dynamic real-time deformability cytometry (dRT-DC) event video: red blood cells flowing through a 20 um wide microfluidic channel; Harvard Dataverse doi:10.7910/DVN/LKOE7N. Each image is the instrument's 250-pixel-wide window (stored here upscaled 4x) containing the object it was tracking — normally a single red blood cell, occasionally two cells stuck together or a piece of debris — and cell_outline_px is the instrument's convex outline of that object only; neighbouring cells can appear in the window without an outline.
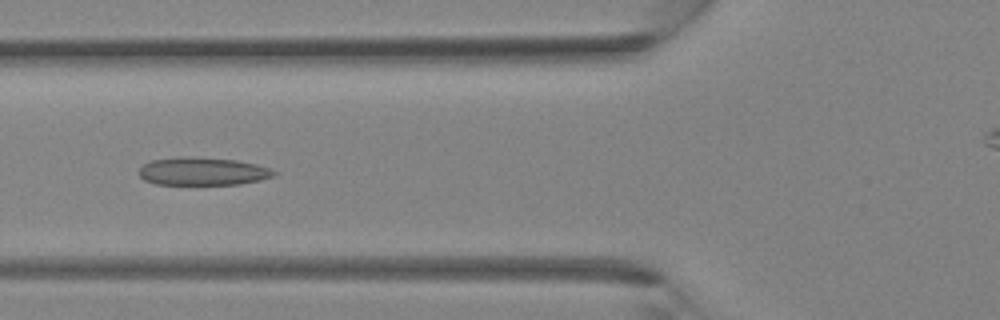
{"species": "Egyptian fruit bat (a non-hibernating species)", "species_latin": "Rousettus aegyptiacus", "temperature_condition": "room temperature", "stored_images_in_passage": 33, "camera_frame_rate_fps": 3000, "um_per_image_px": 0.085, "animal": {"sex": "female"}, "frame": {"image": 1, "passage_image": 9, "time_ms": 2.667, "image_size_px": [1000, 320], "cell_outline_px": [[280, 172], [276, 176], [260, 180], [240, 184], [156, 184], [144, 180], [136, 172], [144, 164], [152, 160], [180, 156], [192, 156], [236, 160], [256, 164]], "centroid_in_image_um": [17.24, 14.56], "position_along_channel_um": 108.6, "area_um2": 22.2}}
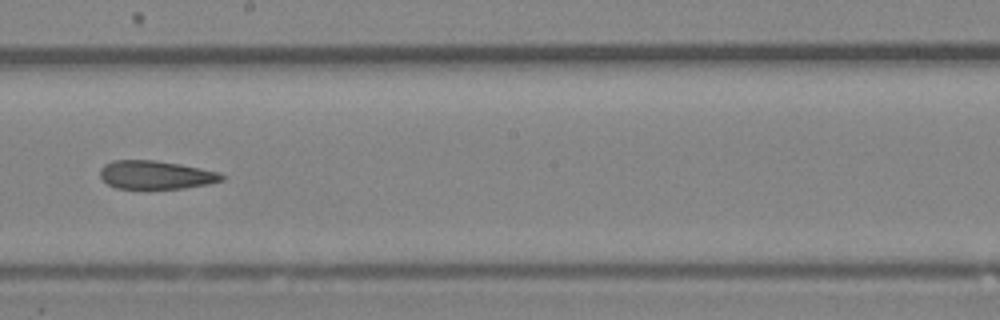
{"frame": {"image": 2, "passage_image": 16, "time_ms": 5.0, "image_size_px": [1000, 320], "cell_outline_px": [[224, 180], [208, 184], [184, 188], [116, 188], [108, 184], [100, 176], [100, 168], [104, 164], [112, 160], [152, 160], [180, 164], [220, 172], [224, 176]], "centroid_in_image_um": [13.24, 14.86], "position_along_channel_um": 235.0, "area_um2": 20.06}}
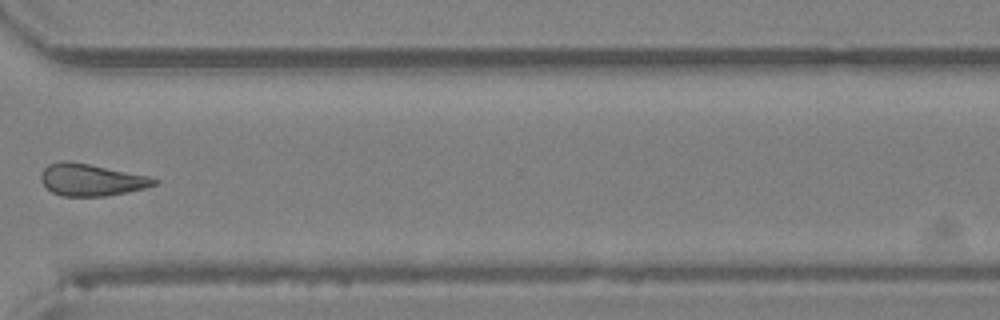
{"frame": {"image": 3, "passage_image": 23, "time_ms": 7.333, "image_size_px": [1000, 320], "cell_outline_px": [[160, 180], [156, 184], [144, 188], [104, 196], [60, 196], [52, 192], [40, 180], [40, 172], [48, 164], [60, 160], [68, 160], [152, 176]], "centroid_in_image_um": [7.74, 15.27], "position_along_channel_um": 362.9, "area_um2": 21.27}}